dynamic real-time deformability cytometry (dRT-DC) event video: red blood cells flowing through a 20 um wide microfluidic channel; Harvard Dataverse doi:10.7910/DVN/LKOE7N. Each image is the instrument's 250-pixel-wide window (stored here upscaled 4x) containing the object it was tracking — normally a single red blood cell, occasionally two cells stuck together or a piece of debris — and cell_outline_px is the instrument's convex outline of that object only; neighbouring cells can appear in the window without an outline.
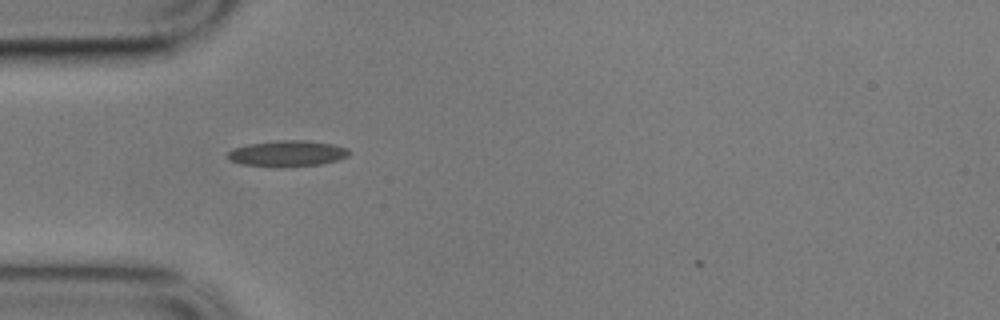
{"species": "common noctule bat (a hibernating species)", "species_latin": "Nyctalus noctula", "temperature_condition": "cold", "stored_images_in_passage": 36, "camera_frame_rate_fps": 3000, "um_per_image_px": 0.085, "animal": {"sex": "male", "body_mass_g": 17.9}, "frame": {"image": 1, "passage_image": 1, "time_ms": 0.0, "image_size_px": [1000, 320], "cell_outline_px": [[352, 152], [348, 156], [336, 160], [320, 164], [276, 168], [268, 168], [240, 164], [228, 160], [224, 156], [232, 148], [248, 144], [276, 140], [304, 140], [332, 144], [348, 148]], "centroid_in_image_um": [24.34, 13.06], "position_along_channel_um": 60.7, "area_um2": 18.9}}
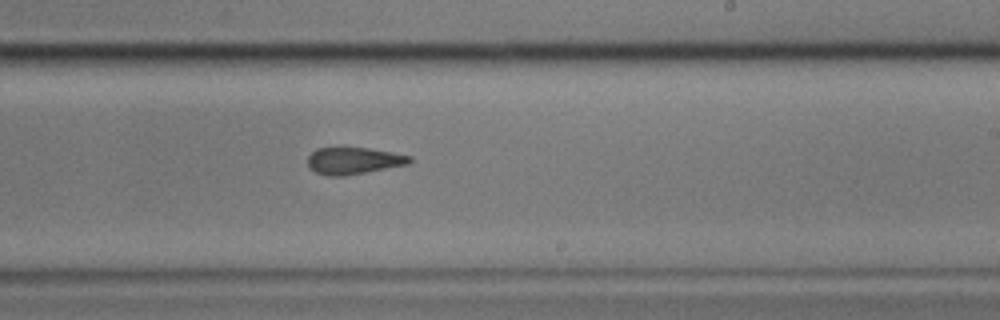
{"frame": {"image": 2, "passage_image": 18, "time_ms": 5.667, "image_size_px": [1000, 320], "cell_outline_px": [[412, 160], [408, 164], [344, 176], [328, 176], [316, 172], [308, 168], [308, 156], [316, 148], [340, 144], [344, 144], [392, 152], [412, 156]], "centroid_in_image_um": [29.99, 13.6], "position_along_channel_um": 259.0, "area_um2": 16.7}}
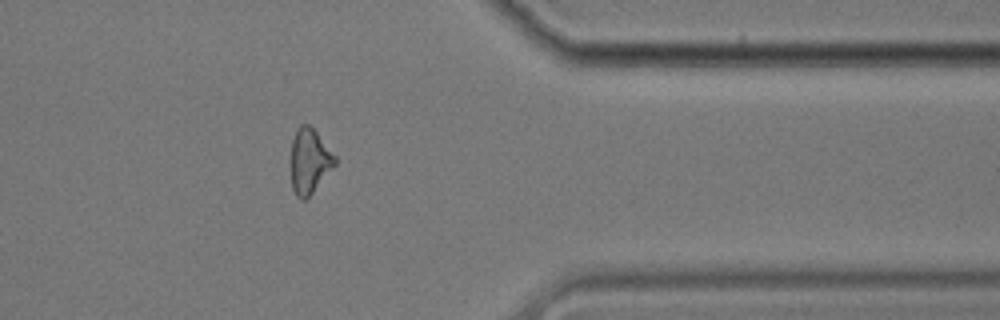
{"frame": {"image": 3, "passage_image": 30, "time_ms": 9.667, "image_size_px": [1000, 320], "cell_outline_px": [[336, 164], [312, 192], [304, 200], [300, 200], [296, 196], [292, 188], [292, 140], [296, 128], [300, 124], [308, 124], [316, 132], [336, 156]], "centroid_in_image_um": [26.3, 13.67], "position_along_channel_um": 385.1, "area_um2": 16.36}, "authors_computed_cell_mechanics": {"area_um2": 17.051, "velocity_mm_per_s": 3.5237, "shape_relaxation_time_tau1_ms": 5.385, "shape_relaxation_time_tau2_ms": 2.8167, "deformation_change_tau1": 0.1194, "deformation_change_tau2": 0.1015}}